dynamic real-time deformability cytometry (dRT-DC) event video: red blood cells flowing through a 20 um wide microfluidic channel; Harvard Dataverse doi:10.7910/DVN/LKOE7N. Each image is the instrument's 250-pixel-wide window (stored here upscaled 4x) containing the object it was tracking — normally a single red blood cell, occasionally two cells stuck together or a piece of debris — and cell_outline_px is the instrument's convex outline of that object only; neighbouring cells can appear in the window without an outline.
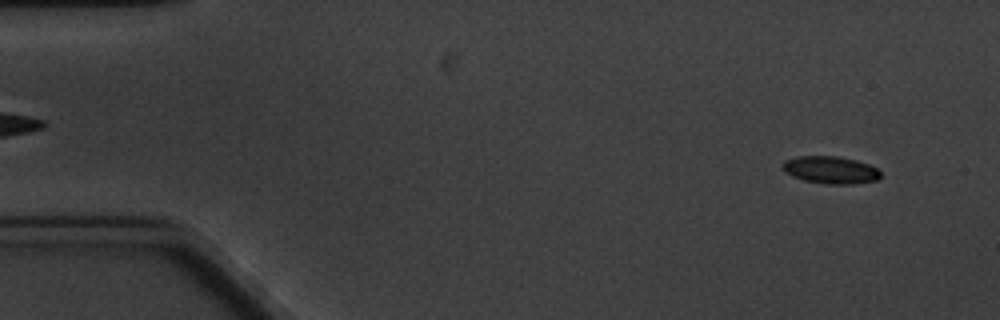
{"species": "common noctule bat (a hibernating species)", "species_latin": "Nyctalus noctula", "temperature_condition": "cold", "stored_images_in_passage": 5, "camera_frame_rate_fps": 3000, "um_per_image_px": 0.085, "animal": {"sex": "male", "body_mass_g": 20.1, "forearm_length_mm": 53.5}, "frame": {"image": 1, "passage_image": 1, "time_ms": 0.0, "image_size_px": [1000, 320], "cell_outline_px": [[880, 176], [876, 180], [852, 184], [828, 184], [804, 180], [792, 176], [784, 168], [784, 160], [796, 156], [836, 156], [856, 160], [868, 164], [876, 168], [880, 172]], "centroid_in_image_um": [70.61, 14.44], "position_along_channel_um": 14.4, "area_um2": 15.37}}
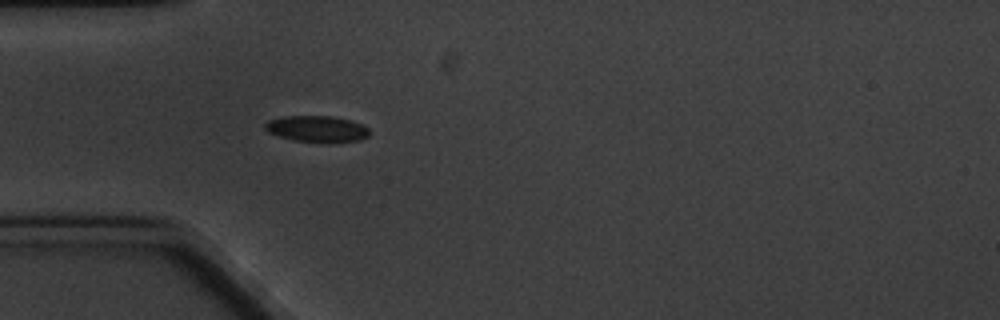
{"frame": {"image": 2, "passage_image": 5, "time_ms": 4.333, "image_size_px": [1000, 320], "cell_outline_px": [[368, 136], [360, 140], [296, 140], [280, 136], [268, 132], [264, 128], [264, 124], [268, 120], [284, 116], [332, 116], [348, 120], [360, 124], [368, 128]], "centroid_in_image_um": [26.87, 10.91], "position_along_channel_um": 58.1, "area_um2": 15.14}}